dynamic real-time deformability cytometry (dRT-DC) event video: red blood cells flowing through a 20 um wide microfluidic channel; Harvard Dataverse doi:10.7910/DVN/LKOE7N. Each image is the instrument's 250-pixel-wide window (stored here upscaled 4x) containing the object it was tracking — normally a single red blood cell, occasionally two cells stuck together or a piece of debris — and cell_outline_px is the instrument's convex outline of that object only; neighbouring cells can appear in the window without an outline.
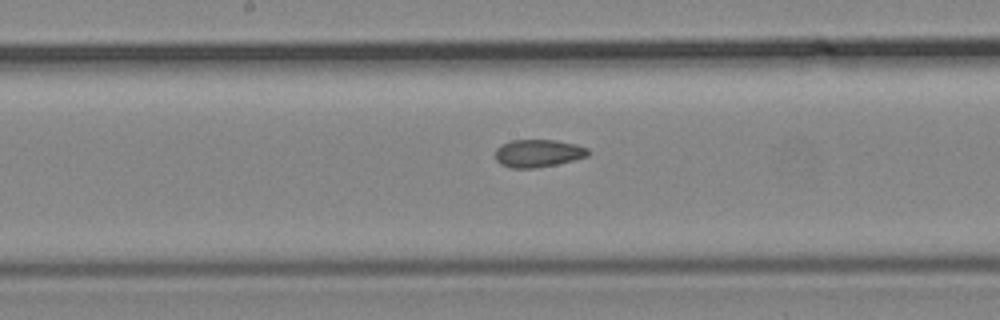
{"species": "common noctule bat (a hibernating species)", "species_latin": "Nyctalus noctula", "temperature_condition": "cold", "stored_images_in_passage": 9, "camera_frame_rate_fps": 3000, "um_per_image_px": 0.085, "animal": {"sex": "male", "body_mass_g": 19.2, "forearm_length_mm": 51.8}, "frame": {"image": 1, "passage_image": 9, "time_ms": 2.667, "image_size_px": [1000, 320], "cell_outline_px": [[592, 152], [588, 156], [556, 164], [532, 168], [512, 168], [500, 164], [496, 160], [496, 148], [500, 144], [512, 140], [556, 140], [576, 144], [588, 148]], "centroid_in_image_um": [45.74, 13.02], "position_along_channel_um": 202.5, "area_um2": 15.03}}